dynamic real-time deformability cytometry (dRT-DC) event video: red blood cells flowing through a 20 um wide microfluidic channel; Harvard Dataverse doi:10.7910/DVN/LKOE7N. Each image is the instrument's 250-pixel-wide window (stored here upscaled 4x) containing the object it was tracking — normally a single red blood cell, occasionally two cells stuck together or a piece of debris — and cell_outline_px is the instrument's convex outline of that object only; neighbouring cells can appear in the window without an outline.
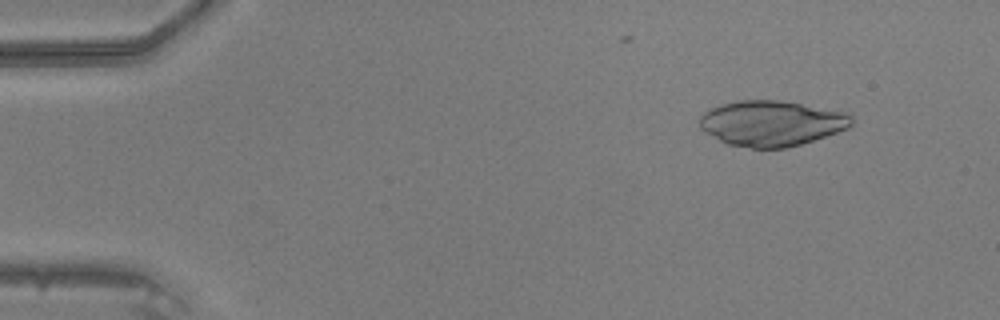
{"species": "common noctule bat (a hibernating species)", "species_latin": "Nyctalus noctula", "temperature_condition": "warm", "stored_images_in_passage": 26, "camera_frame_rate_fps": 3000, "um_per_image_px": 0.085, "animal": {"sex": "male", "body_mass_g": 20.5, "forearm_length_mm": 52.5}, "frame": {"image": 1, "passage_image": 5, "time_ms": 1.333, "image_size_px": [1000, 320], "cell_outline_px": [[852, 124], [848, 128], [800, 144], [784, 148], [752, 148], [728, 144], [704, 132], [700, 128], [700, 116], [704, 112], [712, 108], [724, 104], [740, 100], [780, 100], [848, 112], [852, 116]], "centroid_in_image_um": [65.58, 10.47], "position_along_channel_um": 19.4, "area_um2": 40.0}}